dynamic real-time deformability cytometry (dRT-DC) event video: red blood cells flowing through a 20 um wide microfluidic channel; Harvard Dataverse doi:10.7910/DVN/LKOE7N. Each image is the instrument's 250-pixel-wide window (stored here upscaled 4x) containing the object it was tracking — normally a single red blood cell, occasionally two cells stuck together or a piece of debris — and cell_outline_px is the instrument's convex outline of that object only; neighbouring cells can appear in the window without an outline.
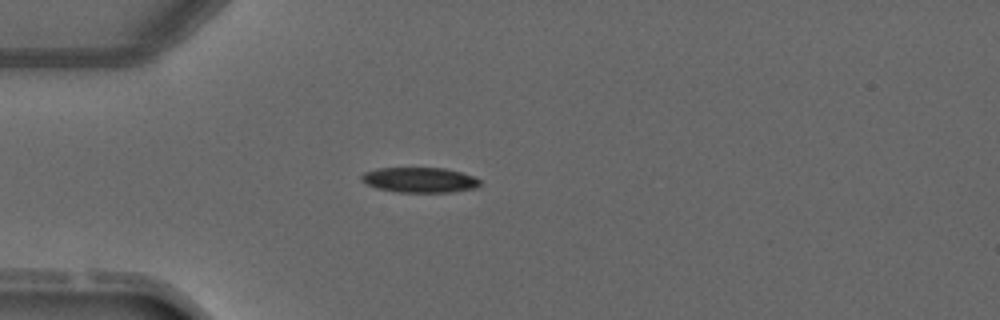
{"species": "common noctule bat (a hibernating species)", "species_latin": "Nyctalus noctula", "temperature_condition": "warm", "stored_images_in_passage": 1, "camera_frame_rate_fps": 3000, "um_per_image_px": 0.085, "animal": {"sex": "male", "forearm_length_mm": 52.5}, "frame": {"image": 1, "passage_image": 1, "time_ms": 0.0, "image_size_px": [1000, 320], "cell_outline_px": [[480, 184], [476, 188], [452, 192], [396, 192], [376, 188], [360, 180], [360, 176], [364, 172], [376, 168], [444, 168], [460, 172], [472, 176], [480, 180]], "centroid_in_image_um": [35.64, 15.3], "position_along_channel_um": 49.4, "area_um2": 17.4}}